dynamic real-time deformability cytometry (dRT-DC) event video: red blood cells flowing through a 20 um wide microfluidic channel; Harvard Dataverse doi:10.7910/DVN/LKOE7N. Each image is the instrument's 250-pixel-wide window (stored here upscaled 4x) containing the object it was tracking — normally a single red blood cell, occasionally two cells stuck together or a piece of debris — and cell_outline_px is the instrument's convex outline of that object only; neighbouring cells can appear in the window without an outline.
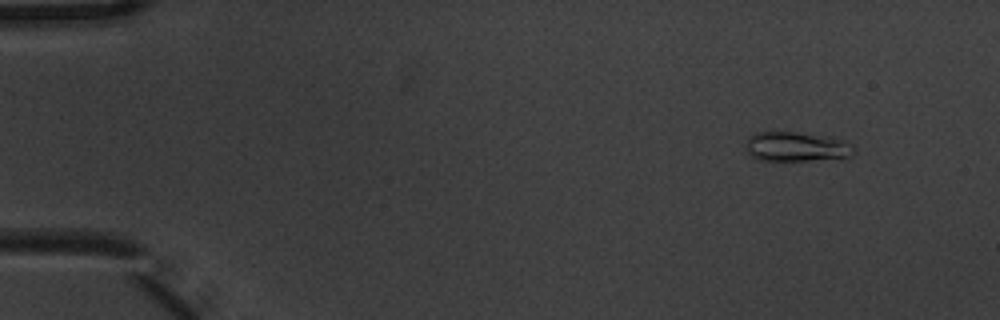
{"species": "common noctule bat (a hibernating species)", "species_latin": "Nyctalus noctula", "temperature_condition": "warm", "stored_images_in_passage": 4, "camera_frame_rate_fps": 3000, "um_per_image_px": 0.085, "animal": {"sex": "male", "body_mass_g": 20.1, "forearm_length_mm": 53.5}, "frame": {"image": 1, "passage_image": 1, "time_ms": 0.0, "image_size_px": [1000, 320], "cell_outline_px": [[856, 152], [852, 156], [844, 160], [756, 160], [748, 152], [744, 144], [748, 136], [756, 132], [792, 132], [828, 136], [844, 140], [852, 144], [856, 148]], "centroid_in_image_um": [67.78, 12.49], "position_along_channel_um": 17.2, "area_um2": 19.25}}